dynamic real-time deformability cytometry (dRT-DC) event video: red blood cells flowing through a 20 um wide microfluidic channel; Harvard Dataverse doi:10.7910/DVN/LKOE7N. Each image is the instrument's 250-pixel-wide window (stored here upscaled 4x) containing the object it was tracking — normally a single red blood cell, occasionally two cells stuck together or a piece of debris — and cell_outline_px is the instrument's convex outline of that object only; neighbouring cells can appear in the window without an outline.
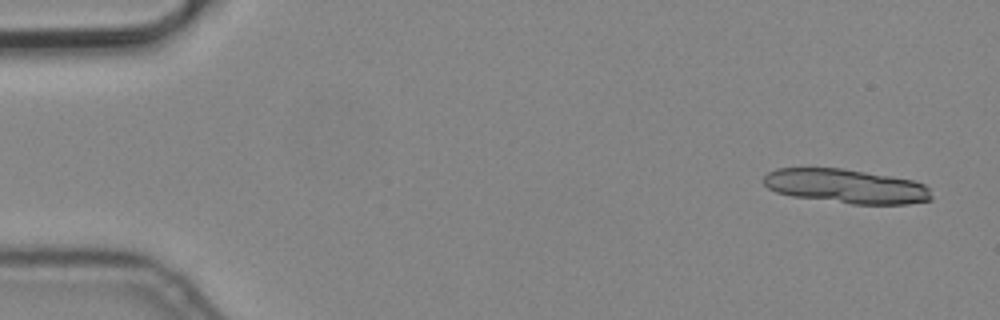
{"species": "common noctule bat (a hibernating species)", "species_latin": "Nyctalus noctula", "temperature_condition": "cold", "stored_images_in_passage": 3, "camera_frame_rate_fps": 3000, "um_per_image_px": 0.085, "animal": {"sex": "male", "body_mass_g": 19.2, "forearm_length_mm": 51.8}, "frame": {"image": 1, "passage_image": 1, "time_ms": 0.0, "image_size_px": [1000, 320], "cell_outline_px": [[932, 200], [908, 204], [852, 204], [792, 196], [776, 192], [768, 188], [764, 184], [764, 176], [768, 172], [776, 168], [844, 168], [892, 176], [912, 180], [924, 184], [928, 188], [932, 196]], "centroid_in_image_um": [71.92, 15.82], "position_along_channel_um": 13.1, "area_um2": 33.58}}